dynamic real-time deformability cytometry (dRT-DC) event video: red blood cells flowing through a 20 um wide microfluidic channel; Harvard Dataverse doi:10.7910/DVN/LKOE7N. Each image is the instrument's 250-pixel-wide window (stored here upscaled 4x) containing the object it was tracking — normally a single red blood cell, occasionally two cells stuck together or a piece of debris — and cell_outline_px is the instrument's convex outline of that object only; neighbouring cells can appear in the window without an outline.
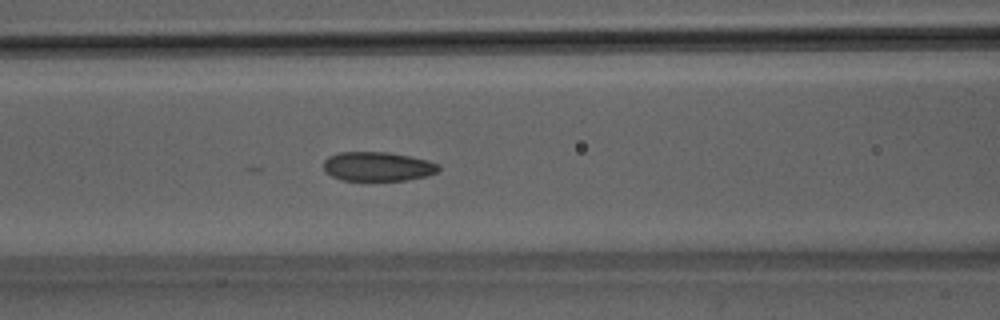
{"species": "Egyptian fruit bat (a non-hibernating species)", "species_latin": "Rousettus aegyptiacus", "temperature_condition": "room temperature", "stored_images_in_passage": 36, "camera_frame_rate_fps": 3000, "um_per_image_px": 0.085, "animal": {"sex": "male"}, "frame": {"image": 1, "passage_image": 13, "time_ms": 4.0, "image_size_px": [1000, 320], "cell_outline_px": [[440, 168], [436, 172], [428, 176], [404, 180], [340, 180], [324, 172], [324, 160], [328, 156], [340, 152], [388, 152], [428, 160], [440, 164]], "centroid_in_image_um": [32.09, 14.15], "position_along_channel_um": 134.5, "area_um2": 19.65}}
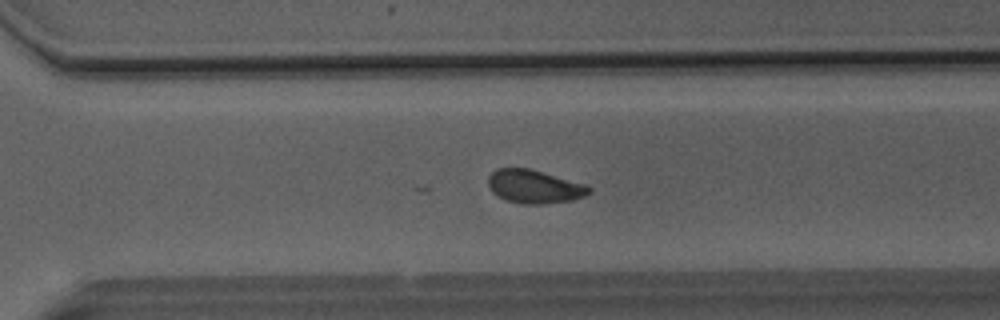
{"frame": {"image": 2, "passage_image": 27, "time_ms": 8.667, "image_size_px": [1000, 320], "cell_outline_px": [[592, 192], [584, 196], [572, 200], [540, 204], [524, 204], [504, 200], [496, 196], [488, 188], [488, 176], [496, 168], [528, 168], [584, 184], [592, 188]], "centroid_in_image_um": [45.37, 15.87], "position_along_channel_um": 325.2, "area_um2": 19.65}}
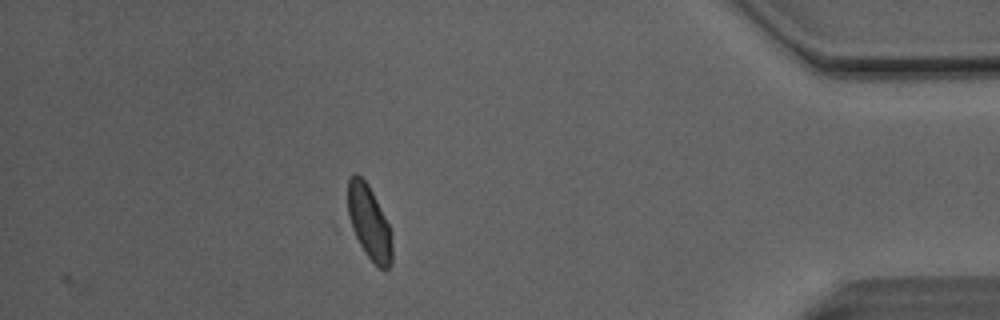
{"frame": {"image": 3, "passage_image": 36, "time_ms": 11.667, "image_size_px": [1000, 320], "cell_outline_px": [[392, 264], [388, 268], [380, 268], [364, 252], [344, 224], [348, 180], [352, 172], [356, 172], [368, 184], [392, 232]], "centroid_in_image_um": [31.27, 18.89], "position_along_channel_um": 403.9, "area_um2": 20.23}}